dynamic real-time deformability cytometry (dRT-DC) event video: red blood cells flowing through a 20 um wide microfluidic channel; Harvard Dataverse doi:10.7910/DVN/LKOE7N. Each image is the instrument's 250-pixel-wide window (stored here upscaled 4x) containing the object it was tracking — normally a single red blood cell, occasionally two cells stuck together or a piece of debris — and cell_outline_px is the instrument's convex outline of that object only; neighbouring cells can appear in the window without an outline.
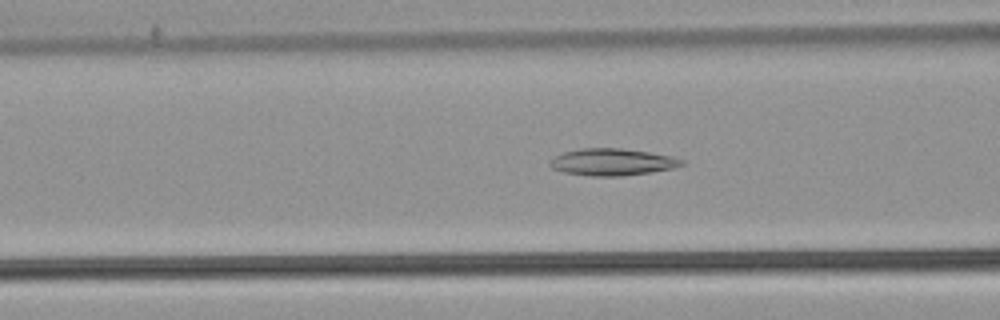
{"species": "common noctule bat (a hibernating species)", "species_latin": "Nyctalus noctula", "temperature_condition": "warm", "stored_images_in_passage": 54, "camera_frame_rate_fps": 3000, "um_per_image_px": 0.085, "animal": {"sex": "male", "body_mass_g": 21.5, "forearm_length_mm": 52.0}, "frame": {"image": 1, "passage_image": 22, "time_ms": 7.0, "image_size_px": [1000, 320], "cell_outline_px": [[688, 164], [676, 168], [652, 172], [624, 176], [592, 176], [564, 172], [552, 168], [548, 164], [556, 156], [564, 152], [580, 148], [620, 148], [648, 152], [672, 156], [684, 160]], "centroid_in_image_um": [52.12, 13.78], "position_along_channel_um": 114.5, "area_um2": 20.81}}
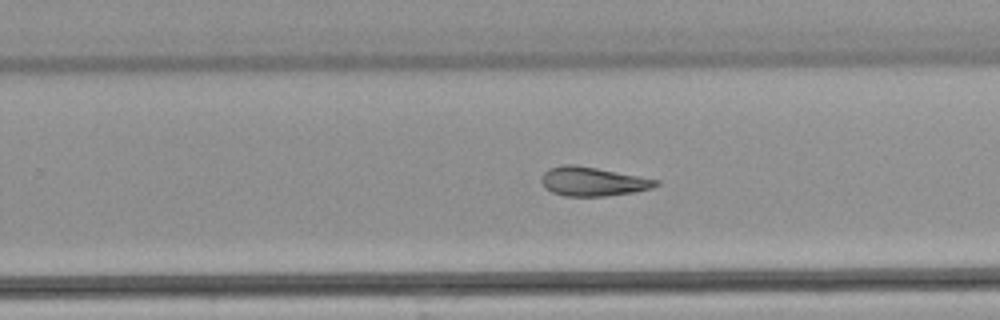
{"frame": {"image": 2, "passage_image": 35, "time_ms": 11.333, "image_size_px": [1000, 320], "cell_outline_px": [[660, 184], [652, 188], [636, 192], [604, 196], [564, 196], [552, 192], [544, 188], [540, 180], [540, 176], [548, 168], [564, 164], [576, 164], [660, 180]], "centroid_in_image_um": [50.36, 15.42], "position_along_channel_um": 279.4, "area_um2": 19.59}}
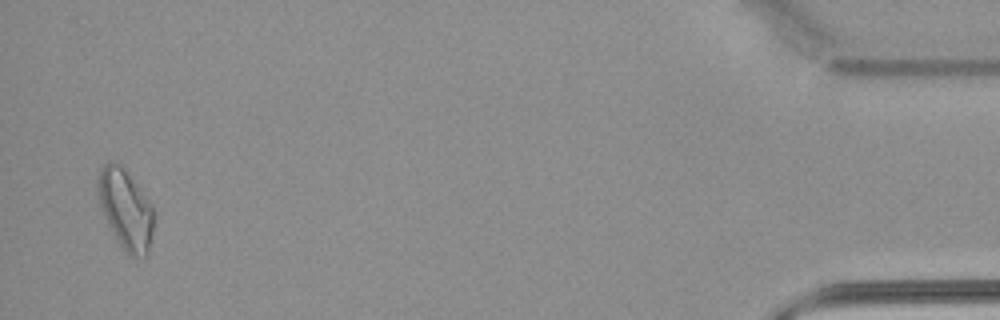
{"frame": {"image": 3, "passage_image": 53, "time_ms": 17.333, "image_size_px": [1000, 320], "cell_outline_px": [[152, 232], [148, 252], [144, 256], [132, 256], [116, 240], [108, 224], [100, 204], [96, 192], [96, 180], [100, 168], [104, 164], [112, 160], [120, 164], [152, 204]], "centroid_in_image_um": [10.63, 17.73], "position_along_channel_um": 424.6, "area_um2": 25.61}, "authors_computed_cell_mechanics": {"area_um2": 21.8773, "velocity_mm_per_s": 3.8139, "shape_relaxation_time_tau1_ms": null, "shape_relaxation_time_tau2_ms": 8.2401, "deformation_change_tau1": null, "deformation_change_tau2": 0.1469}}